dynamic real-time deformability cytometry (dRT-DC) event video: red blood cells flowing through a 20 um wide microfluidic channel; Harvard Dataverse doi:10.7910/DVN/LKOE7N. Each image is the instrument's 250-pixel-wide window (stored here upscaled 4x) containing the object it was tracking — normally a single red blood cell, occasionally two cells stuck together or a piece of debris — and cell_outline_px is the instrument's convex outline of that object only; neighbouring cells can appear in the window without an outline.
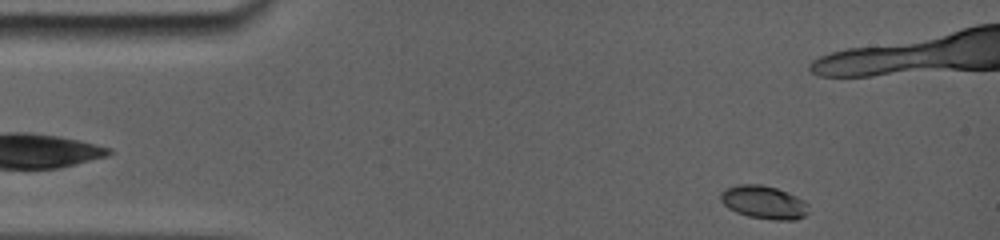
{"species": "common noctule bat (a hibernating species)", "species_latin": "Nyctalus noctula", "temperature_condition": "room temperature", "stored_images_in_passage": 68, "camera_frame_rate_fps": 5000, "um_per_image_px": 0.085, "animal": {"sex": "female", "body_mass_g": 19.0, "forearm_length_mm": 56.7}, "frame": {"image": 1, "passage_image": 3, "time_ms": 0.4, "image_size_px": [1000, 240], "cell_outline_px": [[808, 212], [804, 216], [796, 220], [772, 220], [748, 216], [736, 212], [728, 208], [720, 200], [720, 192], [724, 188], [740, 184], [760, 184], [776, 188], [796, 196], [804, 200], [808, 204]], "centroid_in_image_um": [64.91, 17.19], "position_along_channel_um": 20.1, "area_um2": 17.11}}
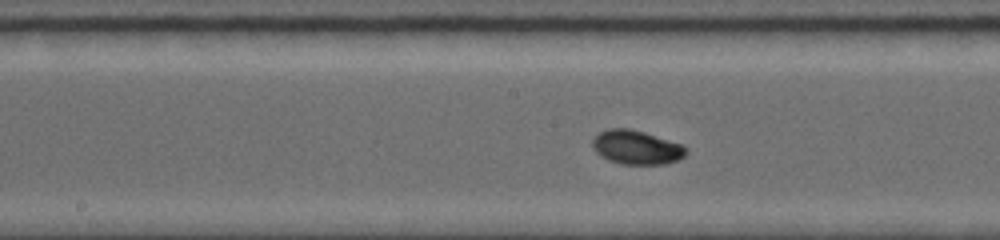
{"frame": {"image": 2, "passage_image": 35, "time_ms": 6.8, "image_size_px": [1000, 240], "cell_outline_px": [[688, 152], [684, 156], [676, 160], [664, 164], [620, 164], [608, 160], [600, 156], [596, 152], [592, 144], [592, 140], [600, 132], [612, 128], [628, 128], [644, 132], [680, 144]], "centroid_in_image_um": [54.06, 12.53], "position_along_channel_um": 194.1, "area_um2": 18.26}}
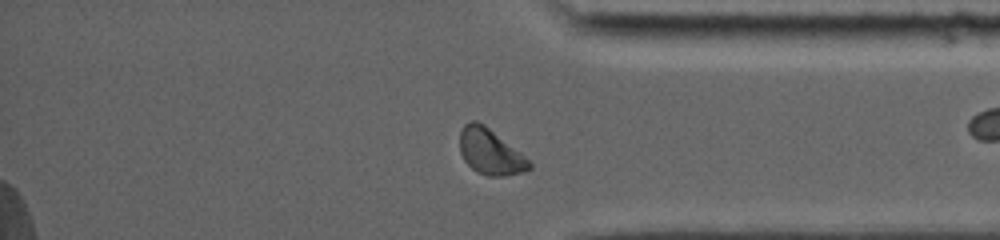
{"frame": {"image": 3, "passage_image": 60, "time_ms": 12.0, "image_size_px": [1000, 240], "cell_outline_px": [[532, 168], [524, 172], [504, 176], [488, 176], [476, 172], [464, 160], [460, 152], [460, 132], [464, 124], [472, 120], [476, 120], [484, 124], [520, 152], [532, 164]], "centroid_in_image_um": [41.66, 12.91], "position_along_channel_um": 393.5, "area_um2": 18.44}, "authors_computed_cell_mechanics": {"area_um2": 17.629, "velocity_mm_per_s": 3.8596, "shape_relaxation_time_tau1_ms": 1.6589, "shape_relaxation_time_tau2_ms": null, "deformation_change_tau1": 0.1315, "deformation_change_tau2": null}}